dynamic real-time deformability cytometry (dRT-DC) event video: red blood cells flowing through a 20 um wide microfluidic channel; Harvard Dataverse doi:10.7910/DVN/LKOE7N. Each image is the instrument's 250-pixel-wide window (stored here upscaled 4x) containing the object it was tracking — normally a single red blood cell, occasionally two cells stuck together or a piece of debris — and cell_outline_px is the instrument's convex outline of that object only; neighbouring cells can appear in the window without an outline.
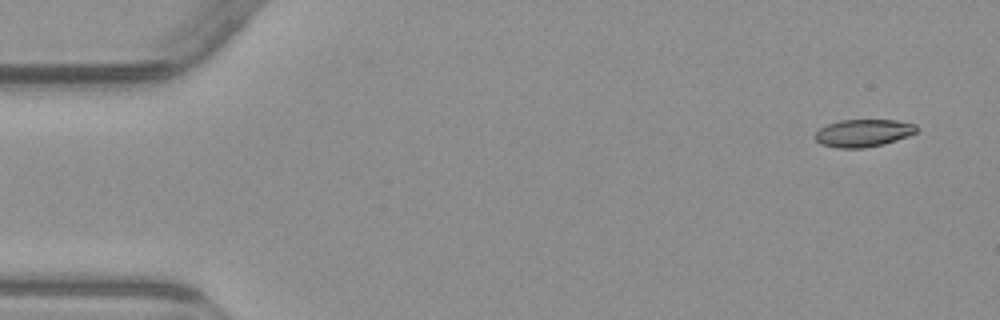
{"species": "common noctule bat (a hibernating species)", "species_latin": "Nyctalus noctula", "temperature_condition": "warm", "stored_images_in_passage": 4, "camera_frame_rate_fps": 3000, "um_per_image_px": 0.085, "animal": {"sex": "male", "body_mass_g": 23.1, "forearm_length_mm": 52.7}, "frame": {"image": 1, "passage_image": 1, "time_ms": 0.0, "image_size_px": [1000, 320], "cell_outline_px": [[920, 128], [916, 132], [908, 136], [884, 144], [864, 148], [836, 148], [820, 144], [812, 136], [820, 128], [828, 124], [840, 120], [896, 120], [916, 124]], "centroid_in_image_um": [73.38, 11.31], "position_along_channel_um": 11.6, "area_um2": 16.47}}
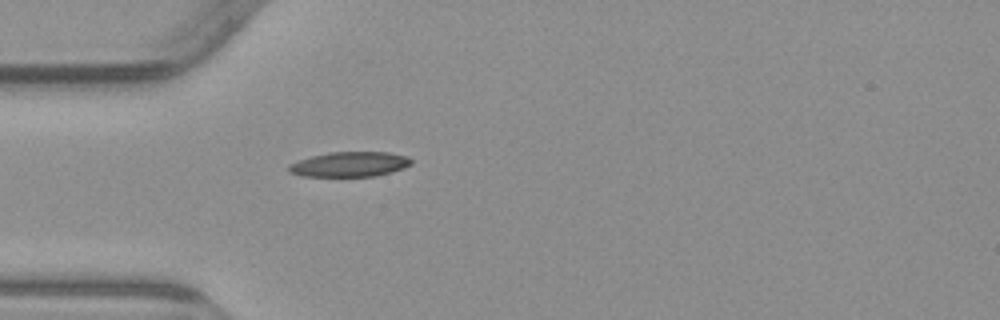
{"frame": {"image": 2, "passage_image": 4, "time_ms": 4.333, "image_size_px": [1000, 320], "cell_outline_px": [[412, 164], [404, 168], [392, 172], [376, 176], [300, 176], [288, 172], [288, 164], [312, 156], [332, 152], [388, 152], [408, 156], [412, 160]], "centroid_in_image_um": [29.74, 13.97], "position_along_channel_um": 55.3, "area_um2": 17.86}}